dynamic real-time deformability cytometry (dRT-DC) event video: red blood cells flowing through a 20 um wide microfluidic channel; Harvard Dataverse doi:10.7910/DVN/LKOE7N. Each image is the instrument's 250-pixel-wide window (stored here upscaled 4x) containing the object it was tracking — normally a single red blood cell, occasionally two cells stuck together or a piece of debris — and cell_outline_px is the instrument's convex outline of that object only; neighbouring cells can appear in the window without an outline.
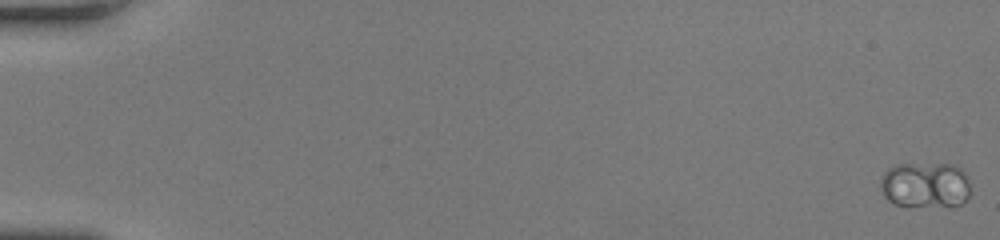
{"species": "human", "species_latin": "Homo sapiens", "temperature_condition": "room temperature", "stored_images_in_passage": 15, "camera_frame_rate_fps": 3000, "um_per_image_px": 0.085, "donor": {"sex": "female"}, "frame": {"image": 1, "passage_image": 1, "time_ms": 0.0, "image_size_px": [1000, 240], "cell_outline_px": [[968, 196], [960, 204], [952, 208], [896, 204], [888, 200], [884, 196], [880, 188], [880, 180], [884, 172], [888, 168], [896, 164], [956, 164], [964, 172], [968, 180]], "centroid_in_image_um": [78.64, 15.73], "position_along_channel_um": 6.4, "area_um2": 24.28}}